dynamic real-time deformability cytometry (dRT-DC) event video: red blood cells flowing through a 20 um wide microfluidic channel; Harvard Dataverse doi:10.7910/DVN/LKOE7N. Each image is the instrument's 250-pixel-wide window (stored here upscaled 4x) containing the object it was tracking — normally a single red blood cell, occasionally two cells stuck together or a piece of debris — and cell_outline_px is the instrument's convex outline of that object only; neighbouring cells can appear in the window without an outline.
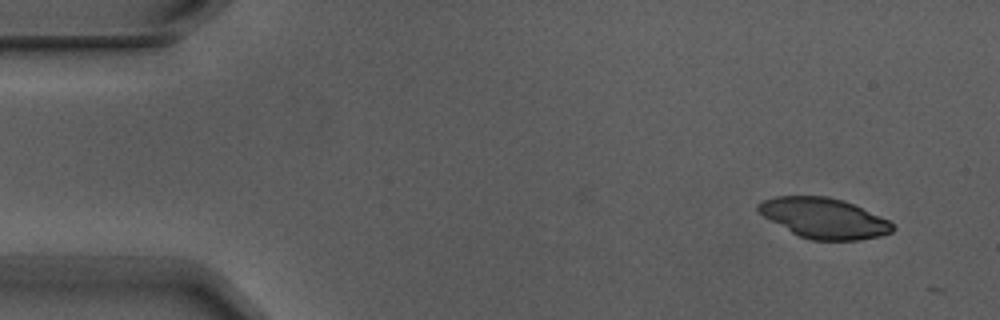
{"species": "Egyptian fruit bat (a non-hibernating species)", "species_latin": "Rousettus aegyptiacus", "temperature_condition": "warm", "stored_images_in_passage": 2, "camera_frame_rate_fps": 3000, "um_per_image_px": 0.085, "animal": {"sex": "male"}, "frame": {"image": 1, "passage_image": 1, "time_ms": 0.0, "image_size_px": [1000, 320], "cell_outline_px": [[896, 228], [892, 232], [880, 236], [860, 240], [812, 240], [800, 236], [792, 232], [764, 216], [756, 208], [756, 204], [764, 200], [776, 196], [828, 196], [844, 200], [888, 220]], "centroid_in_image_um": [70.05, 18.54], "position_along_channel_um": 15.0, "area_um2": 31.21}}